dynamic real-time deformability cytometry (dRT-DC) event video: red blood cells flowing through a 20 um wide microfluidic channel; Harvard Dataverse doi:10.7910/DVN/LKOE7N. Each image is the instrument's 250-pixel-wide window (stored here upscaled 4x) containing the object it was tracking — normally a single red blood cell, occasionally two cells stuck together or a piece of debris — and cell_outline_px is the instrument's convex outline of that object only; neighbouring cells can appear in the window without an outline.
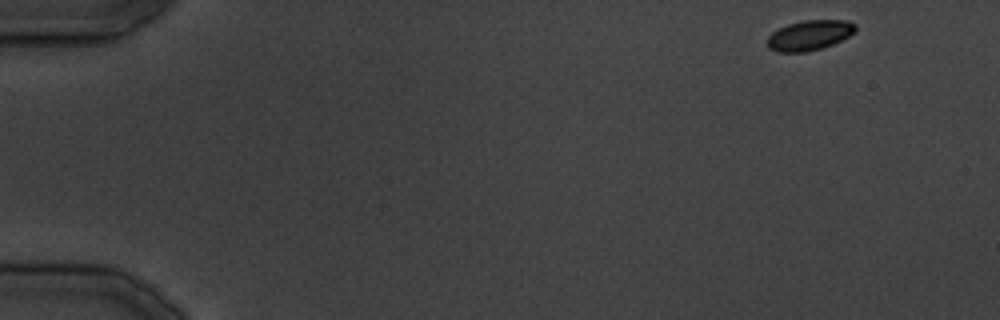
{"species": "common noctule bat (a hibernating species)", "species_latin": "Nyctalus noctula", "temperature_condition": "cold", "stored_images_in_passage": 33, "camera_frame_rate_fps": 3000, "um_per_image_px": 0.085, "animal": {"sex": "male", "body_mass_g": 19.5, "forearm_length_mm": 54.6}, "frame": {"image": 1, "passage_image": 1, "time_ms": 0.0, "image_size_px": [1000, 320], "cell_outline_px": [[856, 32], [832, 44], [820, 48], [804, 52], [776, 52], [768, 48], [768, 36], [772, 32], [788, 24], [804, 20], [848, 20], [856, 24]], "centroid_in_image_um": [68.81, 2.99], "position_along_channel_um": 16.2, "area_um2": 15.37}}
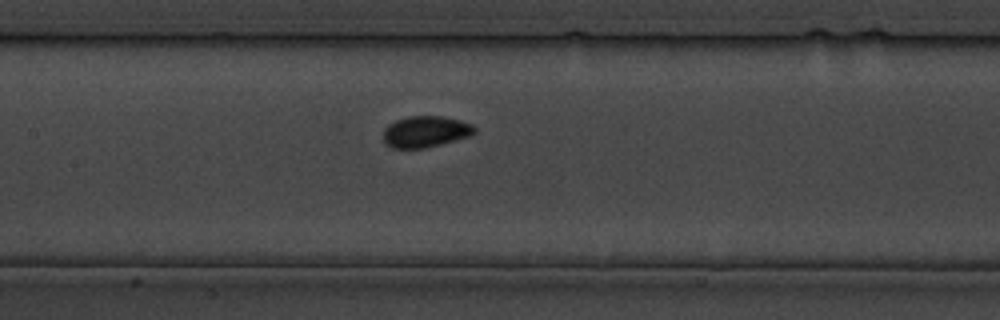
{"frame": {"image": 2, "passage_image": 15, "time_ms": 18.0, "image_size_px": [1000, 320], "cell_outline_px": [[476, 132], [468, 136], [440, 144], [424, 148], [392, 148], [384, 144], [384, 128], [388, 124], [396, 120], [412, 116], [440, 116], [460, 120], [472, 124], [476, 128]], "centroid_in_image_um": [36.15, 11.19], "position_along_channel_um": 171.3, "area_um2": 16.53}}
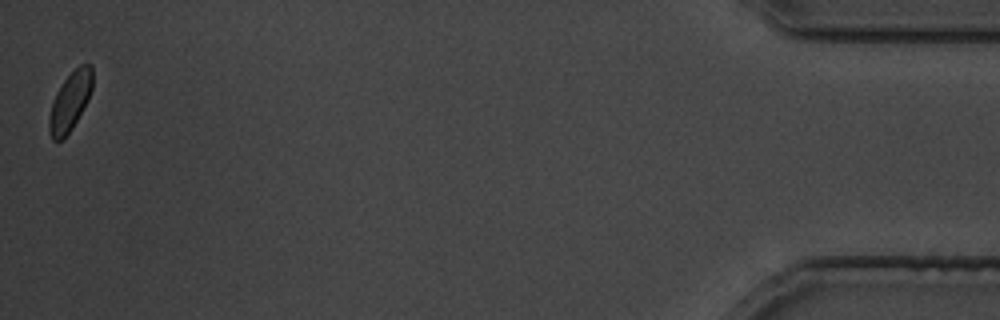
{"frame": {"image": 3, "passage_image": 33, "time_ms": 40.333, "image_size_px": [1000, 320], "cell_outline_px": [[92, 88], [88, 100], [72, 128], [60, 140], [52, 140], [48, 128], [48, 120], [52, 100], [56, 92], [64, 80], [80, 64], [92, 64]], "centroid_in_image_um": [5.94, 8.61], "position_along_channel_um": 429.3, "area_um2": 14.68}}